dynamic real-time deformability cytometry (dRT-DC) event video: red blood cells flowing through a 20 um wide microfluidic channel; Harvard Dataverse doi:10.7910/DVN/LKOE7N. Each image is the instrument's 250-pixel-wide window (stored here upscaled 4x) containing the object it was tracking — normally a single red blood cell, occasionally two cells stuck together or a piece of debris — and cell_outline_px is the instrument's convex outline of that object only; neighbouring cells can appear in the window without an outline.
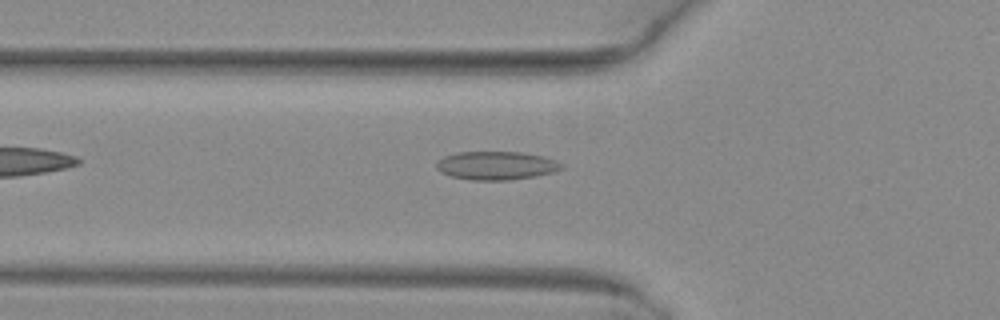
{"species": "common noctule bat (a hibernating species)", "species_latin": "Nyctalus noctula", "temperature_condition": "warm", "stored_images_in_passage": 27, "camera_frame_rate_fps": 3000, "um_per_image_px": 0.085, "animal": {"sex": "female", "body_mass_g": 29.2, "forearm_length_mm": 56.3}, "frame": {"image": 1, "passage_image": 3, "time_ms": 0.667, "image_size_px": [1000, 320], "cell_outline_px": [[564, 168], [552, 172], [536, 176], [508, 180], [472, 180], [452, 176], [440, 172], [436, 168], [436, 164], [444, 156], [456, 152], [520, 152], [544, 156], [556, 160], [564, 164]], "centroid_in_image_um": [42.21, 14.07], "position_along_channel_um": 83.6, "area_um2": 20.75}}
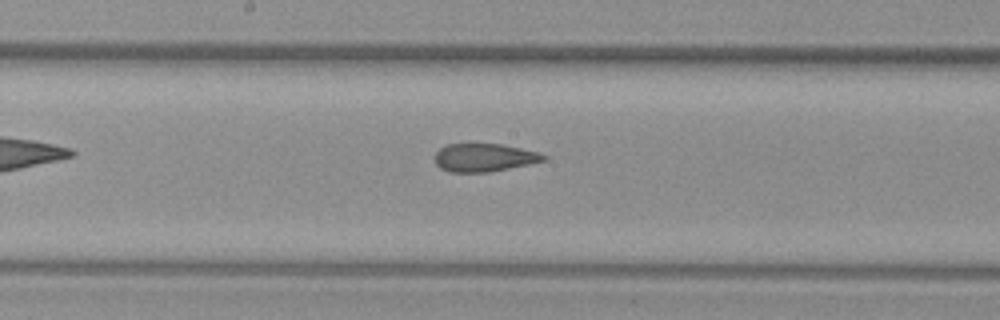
{"frame": {"image": 2, "passage_image": 12, "time_ms": 3.667, "image_size_px": [1000, 320], "cell_outline_px": [[548, 160], [492, 172], [448, 172], [440, 168], [436, 164], [432, 156], [444, 144], [500, 144], [540, 152], [548, 156]], "centroid_in_image_um": [41.15, 13.4], "position_along_channel_um": 207.1, "area_um2": 18.15}}
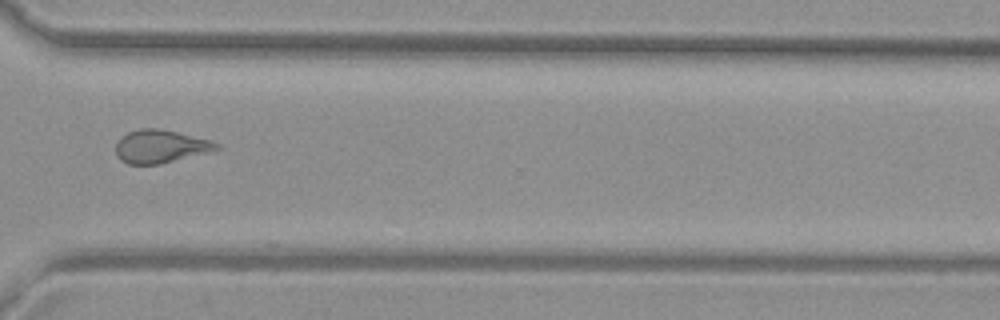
{"frame": {"image": 3, "passage_image": 23, "time_ms": 7.333, "image_size_px": [1000, 320], "cell_outline_px": [[220, 148], [160, 164], [128, 164], [120, 160], [116, 156], [116, 144], [120, 136], [128, 132], [140, 128], [160, 128], [212, 140], [220, 144]], "centroid_in_image_um": [13.59, 12.43], "position_along_channel_um": 357.0, "area_um2": 19.36}, "authors_computed_cell_mechanics": {"area_um2": 19.0162, "velocity_mm_per_s": 4.0971, "shape_relaxation_time_tau1_ms": null, "shape_relaxation_time_tau2_ms": 1.3187, "deformation_change_tau1": null, "deformation_change_tau2": 0.0957}}